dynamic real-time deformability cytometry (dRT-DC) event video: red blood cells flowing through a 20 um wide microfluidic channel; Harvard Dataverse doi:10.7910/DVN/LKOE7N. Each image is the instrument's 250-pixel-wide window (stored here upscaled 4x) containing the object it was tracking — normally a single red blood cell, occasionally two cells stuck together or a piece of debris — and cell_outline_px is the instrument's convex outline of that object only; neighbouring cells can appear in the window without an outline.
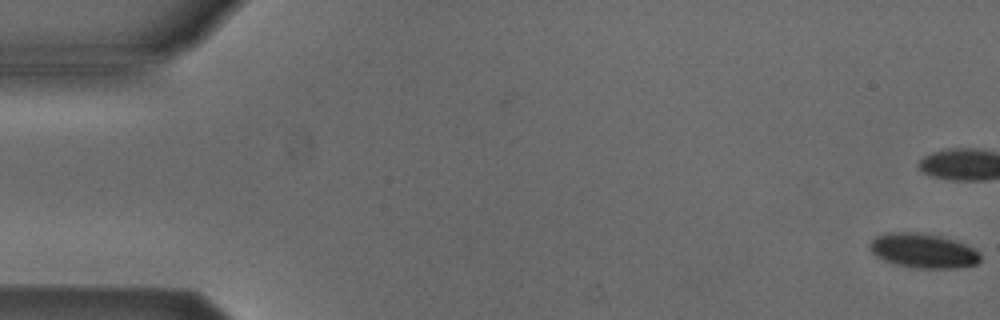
{"species": "Egyptian fruit bat (a non-hibernating species)", "species_latin": "Rousettus aegyptiacus", "temperature_condition": "cold", "stored_images_in_passage": 55, "camera_frame_rate_fps": 3000, "um_per_image_px": 0.085, "animal": {"sex": "male"}, "frame": {"image": 1, "passage_image": 1, "time_ms": 0.0, "image_size_px": [1000, 320], "cell_outline_px": [[980, 260], [976, 264], [956, 268], [916, 268], [896, 264], [884, 260], [876, 256], [872, 252], [868, 244], [876, 236], [884, 232], [920, 232], [956, 240], [980, 252]], "centroid_in_image_um": [78.45, 21.3], "position_along_channel_um": 6.5, "area_um2": 22.25}}
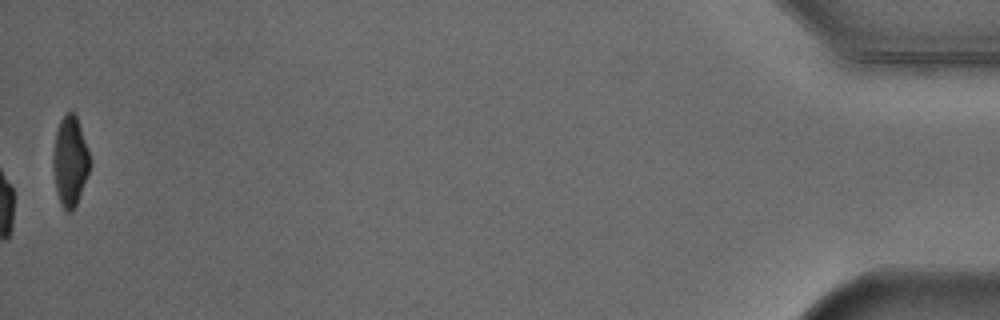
{"frame": {"image": 2, "passage_image": 55, "time_ms": 18.0, "image_size_px": [1000, 320], "cell_outline_px": [[92, 164], [76, 204], [72, 212], [68, 212], [64, 208], [56, 192], [52, 168], [52, 156], [56, 132], [60, 120], [68, 112], [72, 112], [76, 116], [88, 148]], "centroid_in_image_um": [5.95, 13.7], "position_along_channel_um": 429.2, "area_um2": 19.25}, "authors_computed_cell_mechanics": {"area_um2": 23.0622, "velocity_mm_per_s": 3.8516, "shape_relaxation_time_tau1_ms": 4.6063, "shape_relaxation_time_tau2_ms": null, "deformation_change_tau1": 0.0772, "deformation_change_tau2": null}}